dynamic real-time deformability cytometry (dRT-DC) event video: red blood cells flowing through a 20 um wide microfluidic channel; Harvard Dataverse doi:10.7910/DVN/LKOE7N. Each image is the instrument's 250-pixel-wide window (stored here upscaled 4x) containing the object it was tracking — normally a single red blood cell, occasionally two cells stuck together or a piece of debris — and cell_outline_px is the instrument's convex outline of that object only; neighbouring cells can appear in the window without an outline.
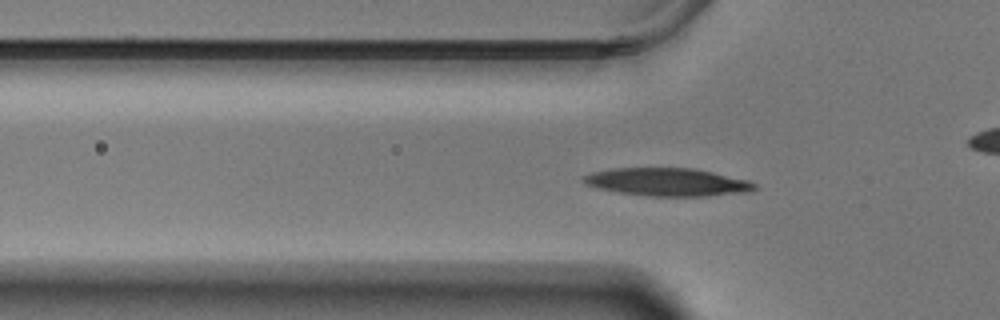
{"species": "Egyptian fruit bat (a non-hibernating species)", "species_latin": "Rousettus aegyptiacus", "temperature_condition": "warm", "stored_images_in_passage": 46, "camera_frame_rate_fps": 3000, "um_per_image_px": 0.085, "animal": {"sex": "male"}, "frame": {"image": 1, "passage_image": 6, "time_ms": 1.667, "image_size_px": [1000, 320], "cell_outline_px": [[756, 188], [752, 192], [708, 196], [648, 196], [620, 192], [596, 188], [584, 184], [580, 180], [584, 176], [592, 172], [612, 168], [692, 168], [712, 172], [748, 180], [756, 184]], "centroid_in_image_um": [56.72, 15.48], "position_along_channel_um": 69.1, "area_um2": 27.98}}
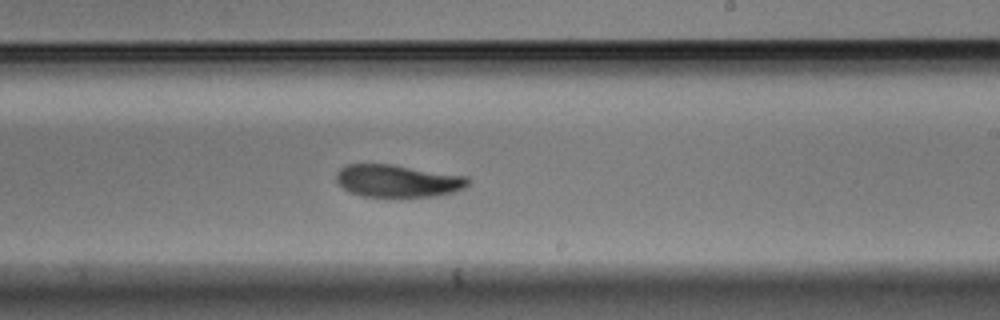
{"frame": {"image": 2, "passage_image": 22, "time_ms": 7.0, "image_size_px": [1000, 320], "cell_outline_px": [[472, 180], [464, 188], [452, 192], [436, 196], [360, 196], [344, 188], [336, 180], [336, 172], [340, 168], [348, 164], [392, 164], [468, 176]], "centroid_in_image_um": [33.83, 15.36], "position_along_channel_um": 255.2, "area_um2": 24.85}}
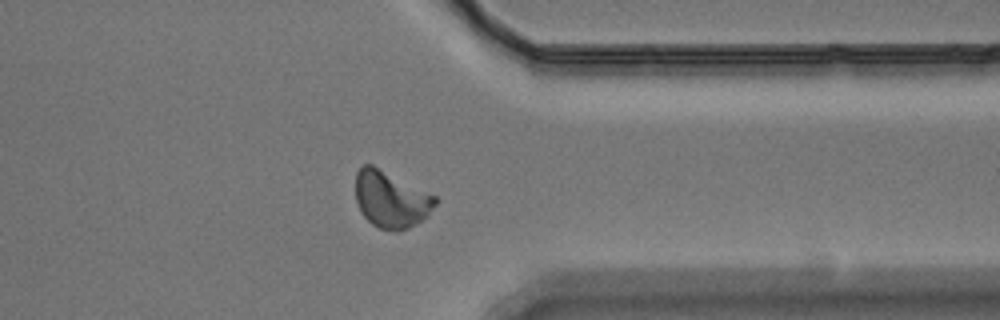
{"frame": {"image": 3, "passage_image": 33, "time_ms": 10.667, "image_size_px": [1000, 320], "cell_outline_px": [[436, 204], [428, 216], [408, 228], [400, 232], [392, 232], [380, 228], [372, 224], [364, 216], [356, 200], [356, 172], [364, 164], [372, 164], [436, 196]], "centroid_in_image_um": [33.23, 16.96], "position_along_channel_um": 378.2, "area_um2": 26.24}}